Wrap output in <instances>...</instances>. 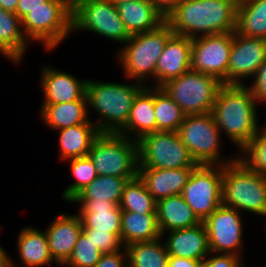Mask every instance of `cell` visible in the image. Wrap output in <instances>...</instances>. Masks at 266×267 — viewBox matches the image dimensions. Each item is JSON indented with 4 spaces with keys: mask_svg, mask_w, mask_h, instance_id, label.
Wrapping results in <instances>:
<instances>
[{
    "mask_svg": "<svg viewBox=\"0 0 266 267\" xmlns=\"http://www.w3.org/2000/svg\"><path fill=\"white\" fill-rule=\"evenodd\" d=\"M222 204L238 212L266 217V175L250 170L238 158L224 164Z\"/></svg>",
    "mask_w": 266,
    "mask_h": 267,
    "instance_id": "5",
    "label": "cell"
},
{
    "mask_svg": "<svg viewBox=\"0 0 266 267\" xmlns=\"http://www.w3.org/2000/svg\"><path fill=\"white\" fill-rule=\"evenodd\" d=\"M40 88L42 92V104L67 103L81 100L86 95L88 79L76 78V75L67 71L55 69L53 66L41 68Z\"/></svg>",
    "mask_w": 266,
    "mask_h": 267,
    "instance_id": "16",
    "label": "cell"
},
{
    "mask_svg": "<svg viewBox=\"0 0 266 267\" xmlns=\"http://www.w3.org/2000/svg\"><path fill=\"white\" fill-rule=\"evenodd\" d=\"M245 262L233 254H216L210 252L205 258L201 259L197 267H247Z\"/></svg>",
    "mask_w": 266,
    "mask_h": 267,
    "instance_id": "39",
    "label": "cell"
},
{
    "mask_svg": "<svg viewBox=\"0 0 266 267\" xmlns=\"http://www.w3.org/2000/svg\"><path fill=\"white\" fill-rule=\"evenodd\" d=\"M208 238L209 250L216 254H233L245 260L242 245L243 217L234 208L221 204L203 221Z\"/></svg>",
    "mask_w": 266,
    "mask_h": 267,
    "instance_id": "13",
    "label": "cell"
},
{
    "mask_svg": "<svg viewBox=\"0 0 266 267\" xmlns=\"http://www.w3.org/2000/svg\"><path fill=\"white\" fill-rule=\"evenodd\" d=\"M198 263L197 260L170 256L167 267H197Z\"/></svg>",
    "mask_w": 266,
    "mask_h": 267,
    "instance_id": "44",
    "label": "cell"
},
{
    "mask_svg": "<svg viewBox=\"0 0 266 267\" xmlns=\"http://www.w3.org/2000/svg\"><path fill=\"white\" fill-rule=\"evenodd\" d=\"M90 119L85 124H78L58 131V156L62 161L88 156L91 146L100 134Z\"/></svg>",
    "mask_w": 266,
    "mask_h": 267,
    "instance_id": "28",
    "label": "cell"
},
{
    "mask_svg": "<svg viewBox=\"0 0 266 267\" xmlns=\"http://www.w3.org/2000/svg\"><path fill=\"white\" fill-rule=\"evenodd\" d=\"M192 39L173 34L160 55L155 71V87L186 73L191 66Z\"/></svg>",
    "mask_w": 266,
    "mask_h": 267,
    "instance_id": "18",
    "label": "cell"
},
{
    "mask_svg": "<svg viewBox=\"0 0 266 267\" xmlns=\"http://www.w3.org/2000/svg\"><path fill=\"white\" fill-rule=\"evenodd\" d=\"M47 0H18L16 15L22 20L30 10L41 7Z\"/></svg>",
    "mask_w": 266,
    "mask_h": 267,
    "instance_id": "42",
    "label": "cell"
},
{
    "mask_svg": "<svg viewBox=\"0 0 266 267\" xmlns=\"http://www.w3.org/2000/svg\"><path fill=\"white\" fill-rule=\"evenodd\" d=\"M82 232L92 240L103 254L119 252L124 248L121 239L115 234L90 228H83Z\"/></svg>",
    "mask_w": 266,
    "mask_h": 267,
    "instance_id": "38",
    "label": "cell"
},
{
    "mask_svg": "<svg viewBox=\"0 0 266 267\" xmlns=\"http://www.w3.org/2000/svg\"><path fill=\"white\" fill-rule=\"evenodd\" d=\"M139 167L175 169L196 167L178 132L156 131L138 141Z\"/></svg>",
    "mask_w": 266,
    "mask_h": 267,
    "instance_id": "11",
    "label": "cell"
},
{
    "mask_svg": "<svg viewBox=\"0 0 266 267\" xmlns=\"http://www.w3.org/2000/svg\"><path fill=\"white\" fill-rule=\"evenodd\" d=\"M156 131L178 132L186 114L162 87L154 86Z\"/></svg>",
    "mask_w": 266,
    "mask_h": 267,
    "instance_id": "33",
    "label": "cell"
},
{
    "mask_svg": "<svg viewBox=\"0 0 266 267\" xmlns=\"http://www.w3.org/2000/svg\"><path fill=\"white\" fill-rule=\"evenodd\" d=\"M257 101L247 85H223L217 94L212 115L221 134L239 153L262 127Z\"/></svg>",
    "mask_w": 266,
    "mask_h": 267,
    "instance_id": "1",
    "label": "cell"
},
{
    "mask_svg": "<svg viewBox=\"0 0 266 267\" xmlns=\"http://www.w3.org/2000/svg\"><path fill=\"white\" fill-rule=\"evenodd\" d=\"M161 238L165 240L164 245L169 256L200 261L210 254L207 231L203 222L191 228L165 232Z\"/></svg>",
    "mask_w": 266,
    "mask_h": 267,
    "instance_id": "19",
    "label": "cell"
},
{
    "mask_svg": "<svg viewBox=\"0 0 266 267\" xmlns=\"http://www.w3.org/2000/svg\"><path fill=\"white\" fill-rule=\"evenodd\" d=\"M129 178L98 175L70 202H114L119 205Z\"/></svg>",
    "mask_w": 266,
    "mask_h": 267,
    "instance_id": "30",
    "label": "cell"
},
{
    "mask_svg": "<svg viewBox=\"0 0 266 267\" xmlns=\"http://www.w3.org/2000/svg\"><path fill=\"white\" fill-rule=\"evenodd\" d=\"M69 162V171L75 179L64 192L61 193L65 202H70L82 189L90 184L97 176L95 166L89 156L66 160Z\"/></svg>",
    "mask_w": 266,
    "mask_h": 267,
    "instance_id": "35",
    "label": "cell"
},
{
    "mask_svg": "<svg viewBox=\"0 0 266 267\" xmlns=\"http://www.w3.org/2000/svg\"><path fill=\"white\" fill-rule=\"evenodd\" d=\"M78 204L82 227L109 232L120 238L122 210L114 202H69Z\"/></svg>",
    "mask_w": 266,
    "mask_h": 267,
    "instance_id": "25",
    "label": "cell"
},
{
    "mask_svg": "<svg viewBox=\"0 0 266 267\" xmlns=\"http://www.w3.org/2000/svg\"><path fill=\"white\" fill-rule=\"evenodd\" d=\"M81 1H83V0H67L69 6H70L71 8H73L75 5H77V4H78L79 2H81Z\"/></svg>",
    "mask_w": 266,
    "mask_h": 267,
    "instance_id": "47",
    "label": "cell"
},
{
    "mask_svg": "<svg viewBox=\"0 0 266 267\" xmlns=\"http://www.w3.org/2000/svg\"><path fill=\"white\" fill-rule=\"evenodd\" d=\"M155 7L166 17L182 0H151Z\"/></svg>",
    "mask_w": 266,
    "mask_h": 267,
    "instance_id": "43",
    "label": "cell"
},
{
    "mask_svg": "<svg viewBox=\"0 0 266 267\" xmlns=\"http://www.w3.org/2000/svg\"><path fill=\"white\" fill-rule=\"evenodd\" d=\"M16 243L20 264L11 258V267H47L52 263L58 266L50 254L44 230L35 226L22 227Z\"/></svg>",
    "mask_w": 266,
    "mask_h": 267,
    "instance_id": "20",
    "label": "cell"
},
{
    "mask_svg": "<svg viewBox=\"0 0 266 267\" xmlns=\"http://www.w3.org/2000/svg\"><path fill=\"white\" fill-rule=\"evenodd\" d=\"M40 119L51 130L57 131L78 124H85L90 119L86 95L81 100L59 104H42L39 108Z\"/></svg>",
    "mask_w": 266,
    "mask_h": 267,
    "instance_id": "27",
    "label": "cell"
},
{
    "mask_svg": "<svg viewBox=\"0 0 266 267\" xmlns=\"http://www.w3.org/2000/svg\"><path fill=\"white\" fill-rule=\"evenodd\" d=\"M143 87L136 81L123 84L92 78L87 80L88 114L90 116L92 109L97 114L92 122L100 133H119L126 126L133 101Z\"/></svg>",
    "mask_w": 266,
    "mask_h": 267,
    "instance_id": "3",
    "label": "cell"
},
{
    "mask_svg": "<svg viewBox=\"0 0 266 267\" xmlns=\"http://www.w3.org/2000/svg\"><path fill=\"white\" fill-rule=\"evenodd\" d=\"M239 0H182L166 17L174 34L196 38L236 31Z\"/></svg>",
    "mask_w": 266,
    "mask_h": 267,
    "instance_id": "2",
    "label": "cell"
},
{
    "mask_svg": "<svg viewBox=\"0 0 266 267\" xmlns=\"http://www.w3.org/2000/svg\"><path fill=\"white\" fill-rule=\"evenodd\" d=\"M223 85L216 77L189 70L161 87L186 115H195L212 111Z\"/></svg>",
    "mask_w": 266,
    "mask_h": 267,
    "instance_id": "9",
    "label": "cell"
},
{
    "mask_svg": "<svg viewBox=\"0 0 266 267\" xmlns=\"http://www.w3.org/2000/svg\"><path fill=\"white\" fill-rule=\"evenodd\" d=\"M102 254L92 240L81 232L70 257L61 267H94Z\"/></svg>",
    "mask_w": 266,
    "mask_h": 267,
    "instance_id": "37",
    "label": "cell"
},
{
    "mask_svg": "<svg viewBox=\"0 0 266 267\" xmlns=\"http://www.w3.org/2000/svg\"><path fill=\"white\" fill-rule=\"evenodd\" d=\"M195 167L161 169L138 167V176L156 200L181 194Z\"/></svg>",
    "mask_w": 266,
    "mask_h": 267,
    "instance_id": "21",
    "label": "cell"
},
{
    "mask_svg": "<svg viewBox=\"0 0 266 267\" xmlns=\"http://www.w3.org/2000/svg\"><path fill=\"white\" fill-rule=\"evenodd\" d=\"M112 1L113 3H118V2H125V1H140V0H110Z\"/></svg>",
    "mask_w": 266,
    "mask_h": 267,
    "instance_id": "48",
    "label": "cell"
},
{
    "mask_svg": "<svg viewBox=\"0 0 266 267\" xmlns=\"http://www.w3.org/2000/svg\"><path fill=\"white\" fill-rule=\"evenodd\" d=\"M94 267H128L125 247L119 252L102 254Z\"/></svg>",
    "mask_w": 266,
    "mask_h": 267,
    "instance_id": "41",
    "label": "cell"
},
{
    "mask_svg": "<svg viewBox=\"0 0 266 267\" xmlns=\"http://www.w3.org/2000/svg\"><path fill=\"white\" fill-rule=\"evenodd\" d=\"M88 156L98 175H109L130 180L138 176V141L120 133H100Z\"/></svg>",
    "mask_w": 266,
    "mask_h": 267,
    "instance_id": "7",
    "label": "cell"
},
{
    "mask_svg": "<svg viewBox=\"0 0 266 267\" xmlns=\"http://www.w3.org/2000/svg\"><path fill=\"white\" fill-rule=\"evenodd\" d=\"M93 32L123 45L131 35L110 0H83L72 8V33Z\"/></svg>",
    "mask_w": 266,
    "mask_h": 267,
    "instance_id": "10",
    "label": "cell"
},
{
    "mask_svg": "<svg viewBox=\"0 0 266 267\" xmlns=\"http://www.w3.org/2000/svg\"><path fill=\"white\" fill-rule=\"evenodd\" d=\"M251 82L248 87L252 90L257 103L266 104V60L259 67Z\"/></svg>",
    "mask_w": 266,
    "mask_h": 267,
    "instance_id": "40",
    "label": "cell"
},
{
    "mask_svg": "<svg viewBox=\"0 0 266 267\" xmlns=\"http://www.w3.org/2000/svg\"><path fill=\"white\" fill-rule=\"evenodd\" d=\"M265 60L266 39L242 36L234 31L226 85H246L244 80H252Z\"/></svg>",
    "mask_w": 266,
    "mask_h": 267,
    "instance_id": "15",
    "label": "cell"
},
{
    "mask_svg": "<svg viewBox=\"0 0 266 267\" xmlns=\"http://www.w3.org/2000/svg\"><path fill=\"white\" fill-rule=\"evenodd\" d=\"M116 6L130 35L155 30L165 22V16L151 0L118 2Z\"/></svg>",
    "mask_w": 266,
    "mask_h": 267,
    "instance_id": "23",
    "label": "cell"
},
{
    "mask_svg": "<svg viewBox=\"0 0 266 267\" xmlns=\"http://www.w3.org/2000/svg\"><path fill=\"white\" fill-rule=\"evenodd\" d=\"M21 22L29 42L41 43L49 52L73 34L72 8L67 0H47L41 7L30 10Z\"/></svg>",
    "mask_w": 266,
    "mask_h": 267,
    "instance_id": "6",
    "label": "cell"
},
{
    "mask_svg": "<svg viewBox=\"0 0 266 267\" xmlns=\"http://www.w3.org/2000/svg\"><path fill=\"white\" fill-rule=\"evenodd\" d=\"M156 212L161 234L202 223L181 194L158 200Z\"/></svg>",
    "mask_w": 266,
    "mask_h": 267,
    "instance_id": "26",
    "label": "cell"
},
{
    "mask_svg": "<svg viewBox=\"0 0 266 267\" xmlns=\"http://www.w3.org/2000/svg\"><path fill=\"white\" fill-rule=\"evenodd\" d=\"M163 241L159 238L126 246L128 267H167L170 256Z\"/></svg>",
    "mask_w": 266,
    "mask_h": 267,
    "instance_id": "32",
    "label": "cell"
},
{
    "mask_svg": "<svg viewBox=\"0 0 266 267\" xmlns=\"http://www.w3.org/2000/svg\"><path fill=\"white\" fill-rule=\"evenodd\" d=\"M53 260L62 266L70 257L72 250L83 231L78 214L59 213L44 230Z\"/></svg>",
    "mask_w": 266,
    "mask_h": 267,
    "instance_id": "17",
    "label": "cell"
},
{
    "mask_svg": "<svg viewBox=\"0 0 266 267\" xmlns=\"http://www.w3.org/2000/svg\"><path fill=\"white\" fill-rule=\"evenodd\" d=\"M173 34L171 26L165 21L155 30L131 35L116 53L124 78L144 86L149 85L147 83H151L152 79L150 86H154L157 61Z\"/></svg>",
    "mask_w": 266,
    "mask_h": 267,
    "instance_id": "4",
    "label": "cell"
},
{
    "mask_svg": "<svg viewBox=\"0 0 266 267\" xmlns=\"http://www.w3.org/2000/svg\"><path fill=\"white\" fill-rule=\"evenodd\" d=\"M236 32L242 36L266 39V0H239Z\"/></svg>",
    "mask_w": 266,
    "mask_h": 267,
    "instance_id": "31",
    "label": "cell"
},
{
    "mask_svg": "<svg viewBox=\"0 0 266 267\" xmlns=\"http://www.w3.org/2000/svg\"><path fill=\"white\" fill-rule=\"evenodd\" d=\"M0 230H2L1 227ZM0 267H11V257L8 255V252H6V250L1 245H0Z\"/></svg>",
    "mask_w": 266,
    "mask_h": 267,
    "instance_id": "45",
    "label": "cell"
},
{
    "mask_svg": "<svg viewBox=\"0 0 266 267\" xmlns=\"http://www.w3.org/2000/svg\"><path fill=\"white\" fill-rule=\"evenodd\" d=\"M233 32L192 39L190 70L218 78L226 85Z\"/></svg>",
    "mask_w": 266,
    "mask_h": 267,
    "instance_id": "14",
    "label": "cell"
},
{
    "mask_svg": "<svg viewBox=\"0 0 266 267\" xmlns=\"http://www.w3.org/2000/svg\"><path fill=\"white\" fill-rule=\"evenodd\" d=\"M157 213L141 214L122 210L120 239L124 247L161 238Z\"/></svg>",
    "mask_w": 266,
    "mask_h": 267,
    "instance_id": "29",
    "label": "cell"
},
{
    "mask_svg": "<svg viewBox=\"0 0 266 267\" xmlns=\"http://www.w3.org/2000/svg\"><path fill=\"white\" fill-rule=\"evenodd\" d=\"M18 0H0V7L16 14Z\"/></svg>",
    "mask_w": 266,
    "mask_h": 267,
    "instance_id": "46",
    "label": "cell"
},
{
    "mask_svg": "<svg viewBox=\"0 0 266 267\" xmlns=\"http://www.w3.org/2000/svg\"><path fill=\"white\" fill-rule=\"evenodd\" d=\"M156 206L157 201L147 191L144 182L139 176L128 181L119 204L121 210L141 214L157 213Z\"/></svg>",
    "mask_w": 266,
    "mask_h": 267,
    "instance_id": "34",
    "label": "cell"
},
{
    "mask_svg": "<svg viewBox=\"0 0 266 267\" xmlns=\"http://www.w3.org/2000/svg\"><path fill=\"white\" fill-rule=\"evenodd\" d=\"M178 134L197 164L224 165L235 161L238 153L223 156L222 134L212 113L186 115Z\"/></svg>",
    "mask_w": 266,
    "mask_h": 267,
    "instance_id": "8",
    "label": "cell"
},
{
    "mask_svg": "<svg viewBox=\"0 0 266 267\" xmlns=\"http://www.w3.org/2000/svg\"><path fill=\"white\" fill-rule=\"evenodd\" d=\"M240 159L250 170L266 175V124L252 140L238 153Z\"/></svg>",
    "mask_w": 266,
    "mask_h": 267,
    "instance_id": "36",
    "label": "cell"
},
{
    "mask_svg": "<svg viewBox=\"0 0 266 267\" xmlns=\"http://www.w3.org/2000/svg\"><path fill=\"white\" fill-rule=\"evenodd\" d=\"M156 132L154 111V86H144L136 95L126 126L119 132L128 138L139 141L147 134Z\"/></svg>",
    "mask_w": 266,
    "mask_h": 267,
    "instance_id": "22",
    "label": "cell"
},
{
    "mask_svg": "<svg viewBox=\"0 0 266 267\" xmlns=\"http://www.w3.org/2000/svg\"><path fill=\"white\" fill-rule=\"evenodd\" d=\"M181 196L203 222L222 204V165L198 164Z\"/></svg>",
    "mask_w": 266,
    "mask_h": 267,
    "instance_id": "12",
    "label": "cell"
},
{
    "mask_svg": "<svg viewBox=\"0 0 266 267\" xmlns=\"http://www.w3.org/2000/svg\"><path fill=\"white\" fill-rule=\"evenodd\" d=\"M30 44L23 32L21 19L0 7V54L3 58L18 66L24 61Z\"/></svg>",
    "mask_w": 266,
    "mask_h": 267,
    "instance_id": "24",
    "label": "cell"
}]
</instances>
